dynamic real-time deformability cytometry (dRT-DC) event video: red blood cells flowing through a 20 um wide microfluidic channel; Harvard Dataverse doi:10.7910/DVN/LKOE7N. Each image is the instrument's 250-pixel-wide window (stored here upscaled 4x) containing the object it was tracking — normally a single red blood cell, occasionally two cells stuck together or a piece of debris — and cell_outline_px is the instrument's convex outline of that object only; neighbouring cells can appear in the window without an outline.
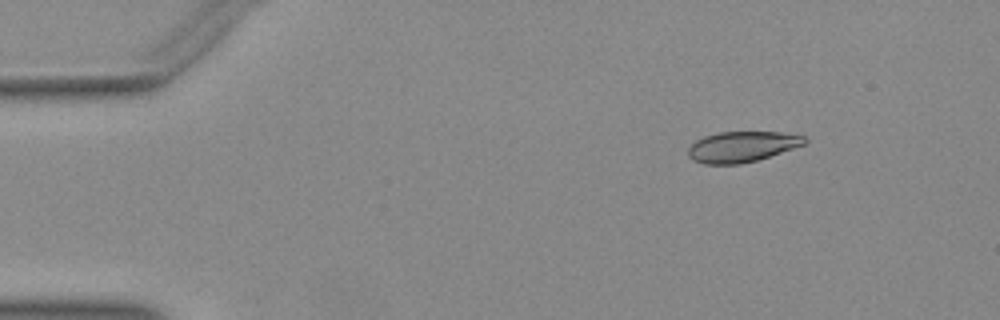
{"species": "Egyptian fruit bat (a non-hibernating species)", "species_latin": "Rousettus aegyptiacus", "temperature_condition": "warm", "stored_images_in_passage": 14, "camera_frame_rate_fps": 3000, "um_per_image_px": 0.085, "animal": {"sex": "female"}, "frame": {"image": 1, "passage_image": 1, "time_ms": 0.0, "image_size_px": [1000, 320], "cell_outline_px": [[808, 140], [804, 144], [756, 160], [740, 164], [704, 164], [692, 160], [688, 156], [688, 148], [696, 140], [704, 136], [720, 132], [780, 132], [804, 136]], "centroid_in_image_um": [63.02, 12.47], "position_along_channel_um": 22.0, "area_um2": 20.58}}
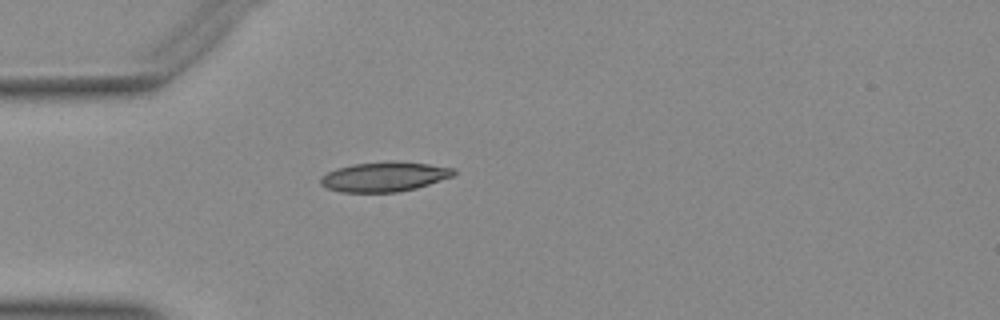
{"frame": {"image": 2, "passage_image": 9, "time_ms": 2.667, "image_size_px": [1000, 320], "cell_outline_px": [[456, 172], [452, 176], [416, 188], [396, 192], [340, 192], [324, 188], [320, 184], [320, 176], [336, 168], [352, 164], [388, 160], [396, 160], [428, 164], [456, 168]], "centroid_in_image_um": [32.63, 15.0], "position_along_channel_um": 52.4, "area_um2": 23.35}}